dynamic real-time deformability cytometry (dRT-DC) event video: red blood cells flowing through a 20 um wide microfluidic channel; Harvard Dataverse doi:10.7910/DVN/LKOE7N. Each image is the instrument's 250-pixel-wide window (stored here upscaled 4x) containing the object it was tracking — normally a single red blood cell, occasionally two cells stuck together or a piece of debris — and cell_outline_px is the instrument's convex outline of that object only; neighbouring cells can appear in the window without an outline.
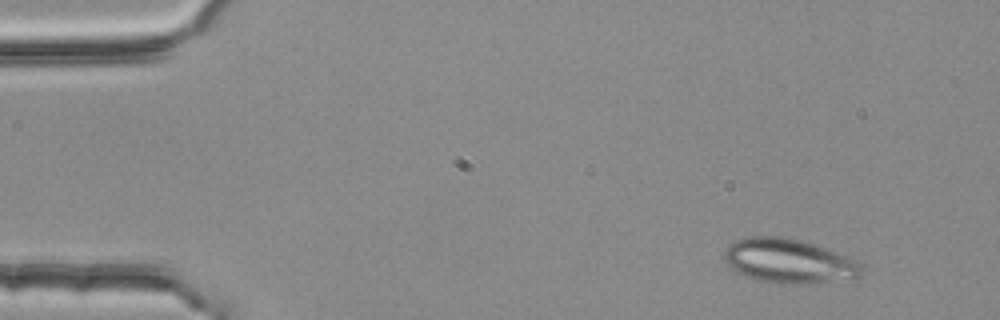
{"species": "common noctule bat (a hibernating species)", "species_latin": "Nyctalus noctula", "temperature_condition": "room temperature", "stored_images_in_passage": 3, "camera_frame_rate_fps": 3000, "um_per_image_px": 0.085, "animal": {"sex": "female", "body_mass_g": 25.1}, "frame": {"image": 1, "passage_image": 1, "time_ms": 0.0, "image_size_px": [1000, 320], "cell_outline_px": [[860, 276], [812, 284], [780, 284], [756, 280], [736, 272], [728, 264], [724, 256], [724, 248], [728, 244], [736, 240], [748, 236], [780, 236], [800, 240], [848, 256], [860, 264]], "centroid_in_image_um": [66.98, 22.19], "position_along_channel_um": 18.0, "area_um2": 35.32}}